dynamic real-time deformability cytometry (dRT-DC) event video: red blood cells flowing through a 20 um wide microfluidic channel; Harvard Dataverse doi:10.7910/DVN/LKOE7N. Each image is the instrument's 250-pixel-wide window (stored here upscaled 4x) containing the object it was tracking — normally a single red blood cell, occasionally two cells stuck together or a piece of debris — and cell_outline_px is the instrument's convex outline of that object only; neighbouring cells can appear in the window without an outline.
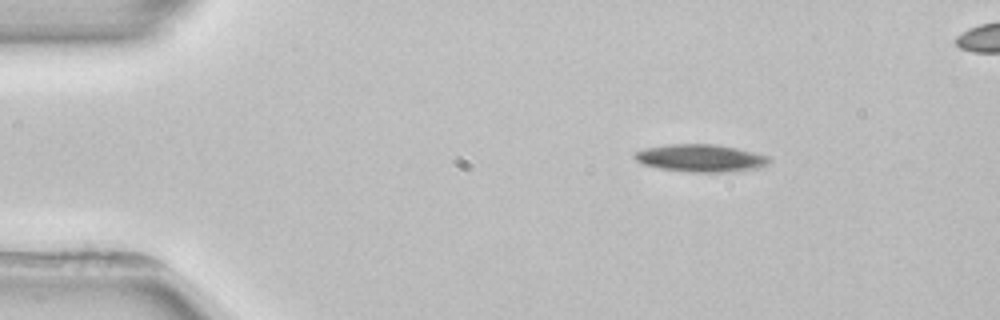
{"species": "common noctule bat (a hibernating species)", "species_latin": "Nyctalus noctula", "temperature_condition": "room temperature", "stored_images_in_passage": 4, "camera_frame_rate_fps": 3000, "um_per_image_px": 0.085, "animal": {"sex": "female", "body_mass_g": 22.7, "forearm_length_mm": 54.2}, "frame": {"image": 1, "passage_image": 1, "time_ms": 0.0, "image_size_px": [1000, 320], "cell_outline_px": [[772, 160], [768, 164], [760, 168], [724, 172], [688, 172], [660, 168], [640, 164], [632, 156], [632, 152], [644, 148], [668, 144], [712, 144], [736, 148], [768, 156]], "centroid_in_image_um": [59.5, 13.44], "position_along_channel_um": 25.5, "area_um2": 21.73}}